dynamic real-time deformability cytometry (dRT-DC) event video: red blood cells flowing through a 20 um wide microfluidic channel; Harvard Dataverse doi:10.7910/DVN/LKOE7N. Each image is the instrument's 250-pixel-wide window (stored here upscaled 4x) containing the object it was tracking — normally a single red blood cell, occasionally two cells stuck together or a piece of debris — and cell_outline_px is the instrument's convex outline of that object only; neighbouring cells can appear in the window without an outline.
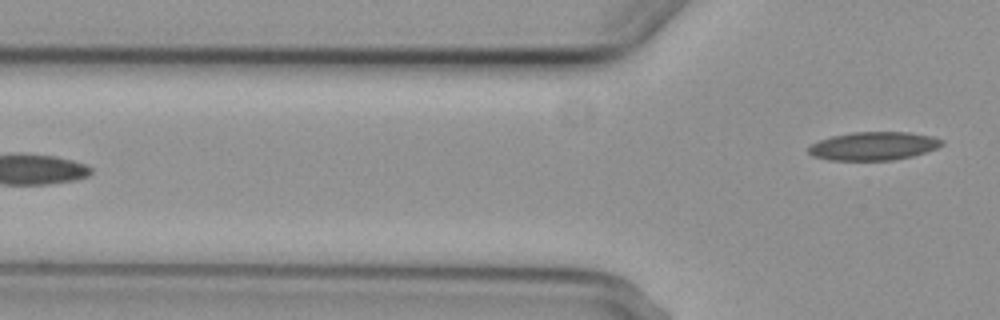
{"species": "common noctule bat (a hibernating species)", "species_latin": "Nyctalus noctula", "temperature_condition": "cold", "stored_images_in_passage": 3, "camera_frame_rate_fps": 3000, "um_per_image_px": 0.085, "animal": {"sex": "female", "body_mass_g": 29.2, "forearm_length_mm": 56.3}, "frame": {"image": 1, "passage_image": 3, "time_ms": 2.333, "image_size_px": [1000, 320], "cell_outline_px": [[944, 144], [936, 148], [912, 156], [892, 160], [828, 160], [812, 156], [808, 152], [808, 148], [812, 144], [820, 140], [832, 136], [852, 132], [908, 132], [932, 136], [944, 140]], "centroid_in_image_um": [74.25, 12.41], "position_along_channel_um": 51.6, "area_um2": 21.96}}